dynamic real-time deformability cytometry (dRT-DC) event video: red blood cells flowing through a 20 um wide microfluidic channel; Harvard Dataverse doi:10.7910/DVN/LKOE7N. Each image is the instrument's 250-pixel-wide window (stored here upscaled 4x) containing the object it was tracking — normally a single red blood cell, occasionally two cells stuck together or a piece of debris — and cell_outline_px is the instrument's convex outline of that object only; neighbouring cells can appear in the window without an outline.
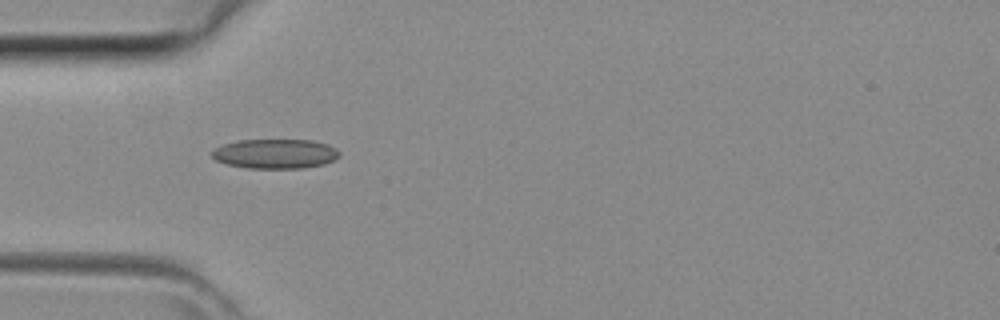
{"species": "common noctule bat (a hibernating species)", "species_latin": "Nyctalus noctula", "temperature_condition": "room temperature", "stored_images_in_passage": 31, "camera_frame_rate_fps": 3000, "um_per_image_px": 0.085, "animal": {"sex": "female", "body_mass_g": 29.2, "forearm_length_mm": 56.3}, "frame": {"image": 1, "passage_image": 1, "time_ms": 0.0, "image_size_px": [1000, 320], "cell_outline_px": [[340, 156], [324, 164], [304, 168], [248, 168], [228, 164], [216, 160], [212, 156], [212, 148], [236, 140], [312, 140], [328, 144], [336, 148], [340, 152]], "centroid_in_image_um": [23.4, 13.06], "position_along_channel_um": 61.6, "area_um2": 22.02}}
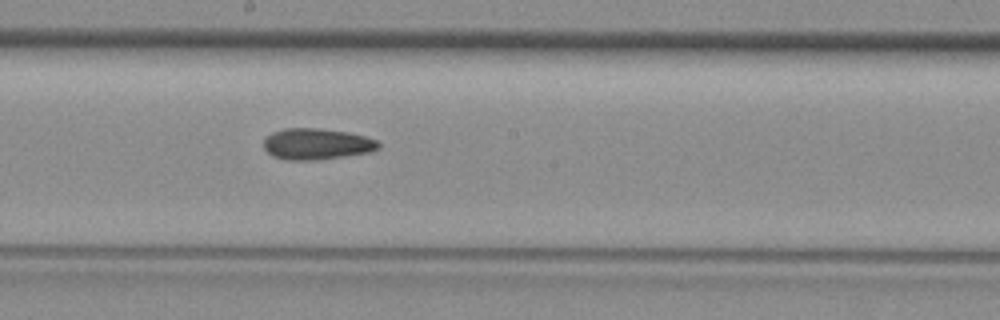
{"frame": {"image": 2, "passage_image": 11, "time_ms": 3.333, "image_size_px": [1000, 320], "cell_outline_px": [[380, 144], [376, 148], [368, 152], [344, 156], [312, 160], [288, 160], [272, 156], [264, 148], [264, 140], [272, 132], [284, 128], [320, 128], [348, 132], [364, 136], [376, 140]], "centroid_in_image_um": [26.87, 12.23], "position_along_channel_um": 221.3, "area_um2": 20.63}}
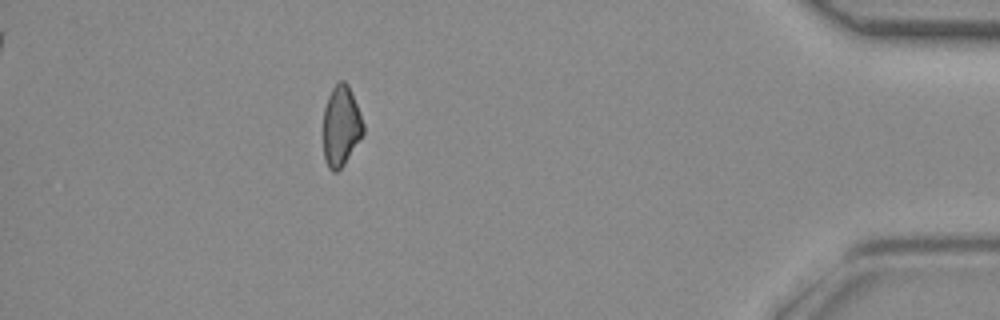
{"frame": {"image": 3, "passage_image": 26, "time_ms": 8.333, "image_size_px": [1000, 320], "cell_outline_px": [[364, 132], [344, 164], [336, 172], [332, 172], [328, 168], [324, 160], [324, 108], [328, 96], [332, 88], [340, 80], [344, 80], [348, 84], [360, 112], [364, 124]], "centroid_in_image_um": [28.98, 10.7], "position_along_channel_um": 406.2, "area_um2": 18.67}}